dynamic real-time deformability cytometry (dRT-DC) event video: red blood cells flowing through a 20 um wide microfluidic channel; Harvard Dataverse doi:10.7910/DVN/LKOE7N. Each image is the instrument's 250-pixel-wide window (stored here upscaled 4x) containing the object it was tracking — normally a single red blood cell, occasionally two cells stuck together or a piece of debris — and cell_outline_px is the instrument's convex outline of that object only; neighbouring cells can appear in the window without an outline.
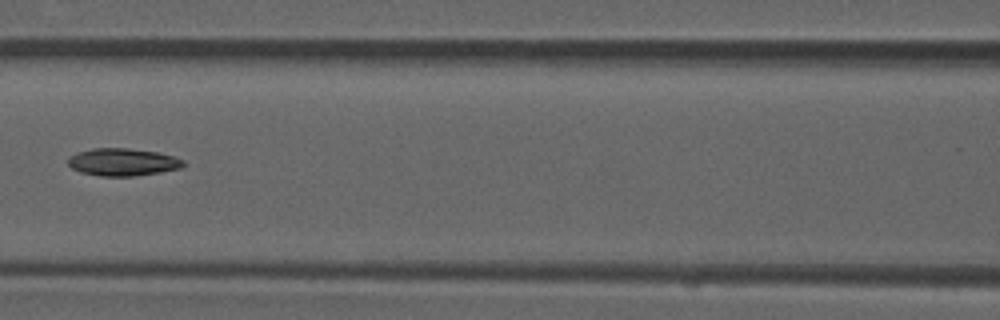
{"species": "common noctule bat (a hibernating species)", "species_latin": "Nyctalus noctula", "temperature_condition": "room temperature", "stored_images_in_passage": 7, "camera_frame_rate_fps": 3000, "um_per_image_px": 0.085, "animal": {"sex": "male", "forearm_length_mm": 52.5}, "frame": {"image": 1, "passage_image": 7, "time_ms": 2.0, "image_size_px": [1000, 320], "cell_outline_px": [[184, 164], [180, 168], [160, 172], [132, 176], [100, 176], [80, 172], [72, 168], [68, 164], [68, 156], [76, 152], [92, 148], [128, 148], [156, 152], [172, 156], [184, 160]], "centroid_in_image_um": [10.38, 13.77], "position_along_channel_um": 156.2, "area_um2": 18.44}}